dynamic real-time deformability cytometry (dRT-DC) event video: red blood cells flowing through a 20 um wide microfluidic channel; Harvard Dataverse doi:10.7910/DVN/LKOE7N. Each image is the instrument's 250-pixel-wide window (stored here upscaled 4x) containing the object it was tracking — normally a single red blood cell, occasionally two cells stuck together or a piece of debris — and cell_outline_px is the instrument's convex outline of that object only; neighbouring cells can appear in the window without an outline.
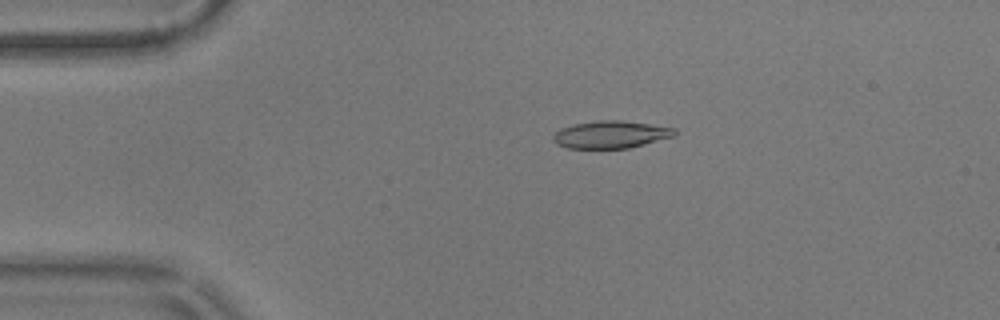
{"species": "common noctule bat (a hibernating species)", "species_latin": "Nyctalus noctula", "temperature_condition": "warm", "stored_images_in_passage": 9, "camera_frame_rate_fps": 3000, "um_per_image_px": 0.085, "animal": {"sex": "male", "body_mass_g": 17.9}, "frame": {"image": 1, "passage_image": 2, "time_ms": 0.333, "image_size_px": [1000, 320], "cell_outline_px": [[676, 136], [628, 148], [568, 148], [556, 144], [552, 140], [552, 136], [560, 128], [572, 124], [600, 120], [620, 120], [676, 128]], "centroid_in_image_um": [51.9, 11.43], "position_along_channel_um": 33.1, "area_um2": 19.42}}
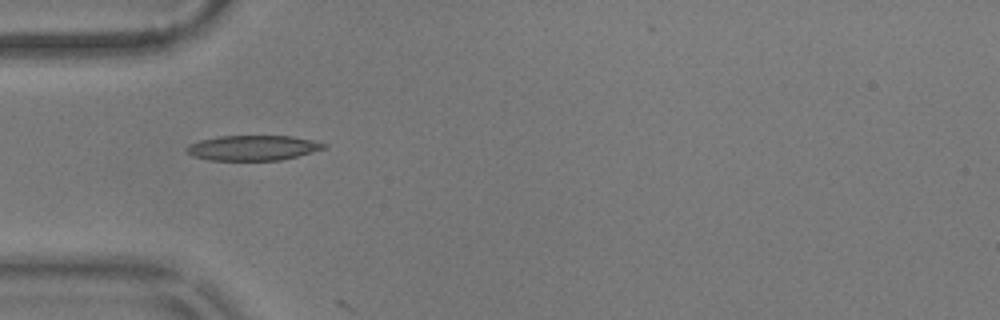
{"frame": {"image": 2, "passage_image": 8, "time_ms": 2.333, "image_size_px": [1000, 320], "cell_outline_px": [[328, 148], [280, 160], [208, 160], [192, 156], [184, 152], [184, 148], [188, 144], [200, 140], [220, 136], [292, 136], [312, 140], [328, 144]], "centroid_in_image_um": [21.46, 12.57], "position_along_channel_um": 63.5, "area_um2": 20.23}}